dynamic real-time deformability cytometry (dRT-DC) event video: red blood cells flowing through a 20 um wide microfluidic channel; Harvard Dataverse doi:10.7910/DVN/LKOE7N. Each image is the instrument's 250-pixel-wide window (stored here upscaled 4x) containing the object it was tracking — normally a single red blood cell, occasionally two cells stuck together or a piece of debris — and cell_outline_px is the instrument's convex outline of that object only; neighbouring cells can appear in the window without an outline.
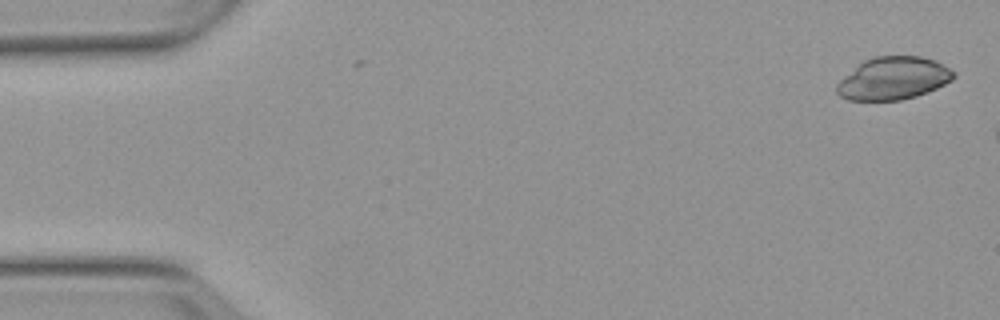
{"species": "Egyptian fruit bat (a non-hibernating species)", "species_latin": "Rousettus aegyptiacus", "temperature_condition": "warm", "stored_images_in_passage": 4, "camera_frame_rate_fps": 3000, "um_per_image_px": 0.085, "animal": {"sex": "female"}, "frame": {"image": 1, "passage_image": 1, "time_ms": 0.0, "image_size_px": [1000, 320], "cell_outline_px": [[956, 76], [952, 80], [928, 92], [916, 96], [900, 100], [848, 100], [840, 96], [836, 92], [836, 84], [844, 76], [864, 60], [876, 56], [920, 56], [936, 60], [956, 72]], "centroid_in_image_um": [75.95, 6.66], "position_along_channel_um": 9.1, "area_um2": 29.07}}
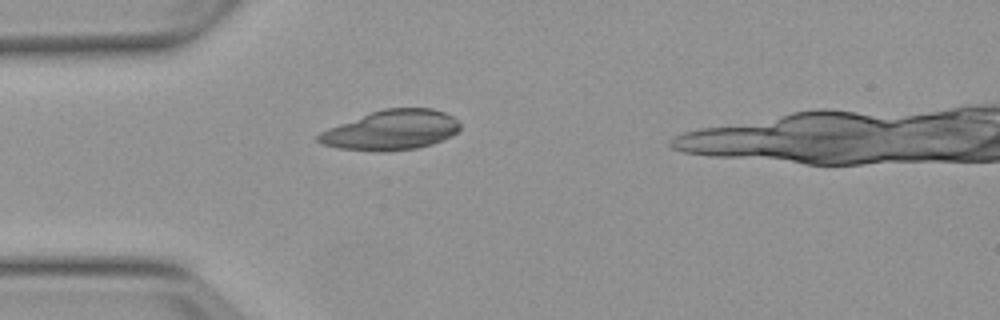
{"frame": {"image": 2, "passage_image": 4, "time_ms": 4.333, "image_size_px": [1000, 320], "cell_outline_px": [[460, 128], [452, 136], [432, 144], [416, 148], [388, 152], [376, 152], [336, 148], [320, 144], [316, 140], [316, 136], [320, 132], [328, 128], [372, 112], [384, 108], [432, 108], [444, 112], [452, 116], [460, 124]], "centroid_in_image_um": [33.24, 11.08], "position_along_channel_um": 51.8, "area_um2": 33.0}}